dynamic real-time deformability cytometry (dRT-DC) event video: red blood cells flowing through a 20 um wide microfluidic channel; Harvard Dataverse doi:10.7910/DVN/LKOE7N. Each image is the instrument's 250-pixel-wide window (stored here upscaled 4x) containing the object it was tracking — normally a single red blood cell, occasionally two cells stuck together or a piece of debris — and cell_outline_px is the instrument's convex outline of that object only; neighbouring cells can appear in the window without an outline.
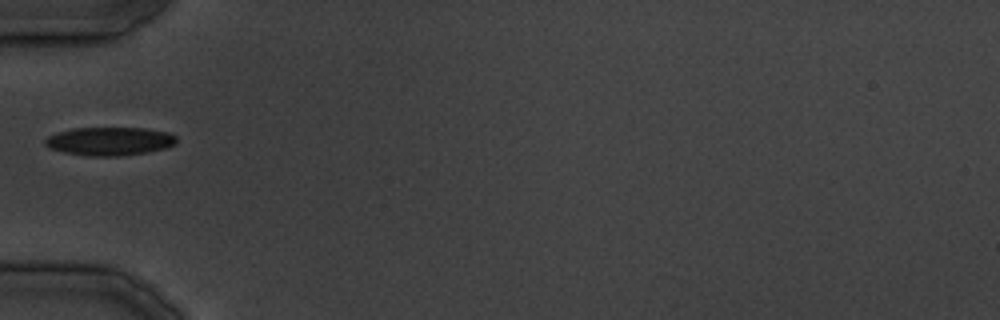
{"species": "common noctule bat (a hibernating species)", "species_latin": "Nyctalus noctula", "temperature_condition": "cold", "stored_images_in_passage": 22, "camera_frame_rate_fps": 3000, "um_per_image_px": 0.085, "animal": {"sex": "male", "body_mass_g": 19.5, "forearm_length_mm": 54.6}, "frame": {"image": 1, "passage_image": 1, "time_ms": 0.0, "image_size_px": [1000, 320], "cell_outline_px": [[176, 144], [164, 148], [148, 152], [120, 156], [88, 156], [64, 152], [48, 148], [44, 144], [44, 140], [48, 136], [72, 128], [144, 128], [168, 132], [176, 136]], "centroid_in_image_um": [9.31, 12.01], "position_along_channel_um": 75.7, "area_um2": 21.73}}
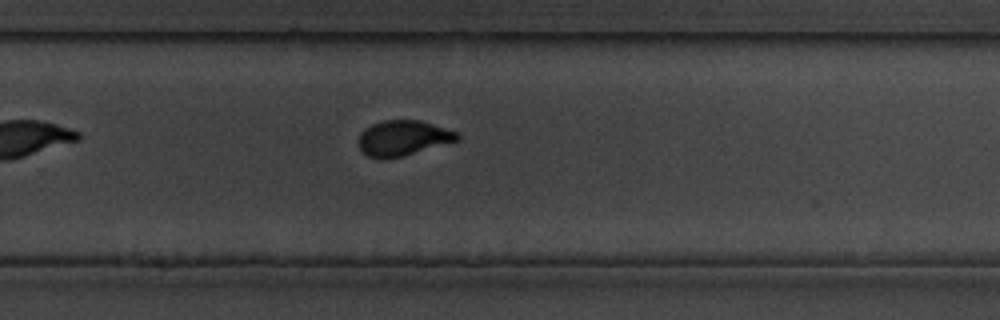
{"frame": {"image": 2, "passage_image": 13, "time_ms": 14.667, "image_size_px": [1000, 320], "cell_outline_px": [[460, 140], [404, 156], [384, 160], [380, 160], [368, 156], [360, 148], [360, 136], [364, 128], [372, 124], [384, 120], [420, 120], [460, 132]], "centroid_in_image_um": [34.31, 11.74], "position_along_channel_um": 295.5, "area_um2": 20.52}}